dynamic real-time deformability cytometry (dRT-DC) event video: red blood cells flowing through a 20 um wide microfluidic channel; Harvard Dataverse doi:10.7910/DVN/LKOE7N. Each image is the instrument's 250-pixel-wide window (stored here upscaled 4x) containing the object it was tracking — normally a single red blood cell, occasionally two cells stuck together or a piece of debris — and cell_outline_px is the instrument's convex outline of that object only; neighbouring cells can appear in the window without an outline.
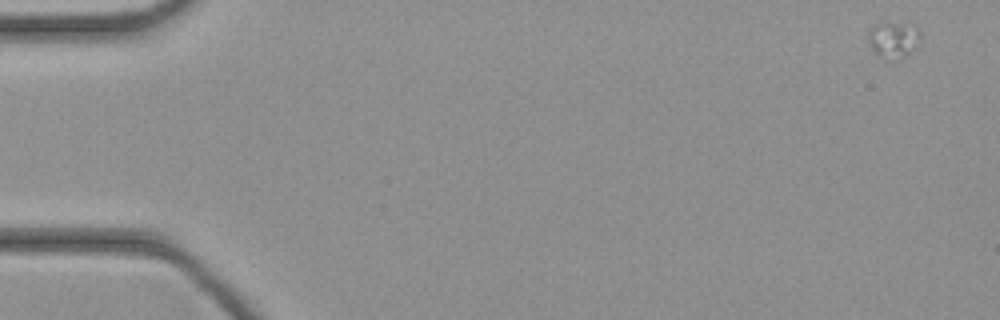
{"species": "common noctule bat (a hibernating species)", "species_latin": "Nyctalus noctula", "temperature_condition": "cold", "stored_images_in_passage": 11, "camera_frame_rate_fps": 3000, "um_per_image_px": 0.085, "animal": {"sex": "female", "body_mass_g": 21.9}, "frame": {"image": 1, "passage_image": 1, "time_ms": 0.0, "image_size_px": [1000, 320], "cell_outline_px": [[920, 48], [916, 52], [904, 56], [880, 56], [868, 44], [868, 32], [876, 24], [908, 20], [920, 32]], "centroid_in_image_um": [76.04, 3.29], "position_along_channel_um": 9.0, "area_um2": 11.21}}